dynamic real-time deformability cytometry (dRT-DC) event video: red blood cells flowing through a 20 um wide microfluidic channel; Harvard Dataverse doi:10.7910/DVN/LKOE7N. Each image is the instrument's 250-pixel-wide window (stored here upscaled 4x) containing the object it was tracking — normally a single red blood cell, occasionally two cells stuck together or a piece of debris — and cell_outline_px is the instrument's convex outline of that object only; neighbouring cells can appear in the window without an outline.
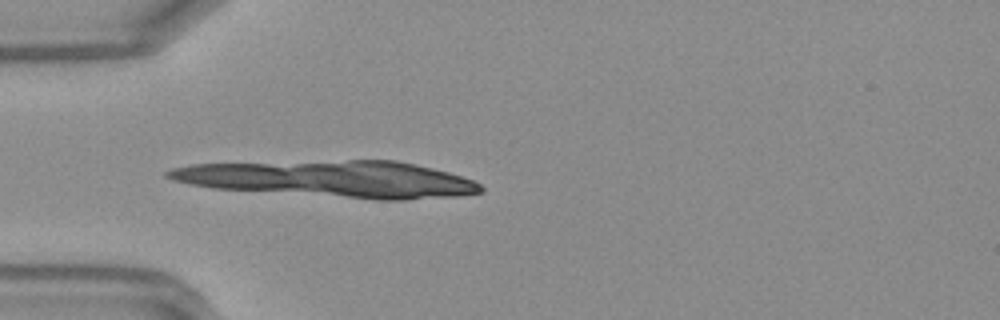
{"species": "Egyptian fruit bat (a non-hibernating species)", "species_latin": "Rousettus aegyptiacus", "temperature_condition": "warm", "stored_images_in_passage": 8, "camera_frame_rate_fps": 3000, "um_per_image_px": 0.085, "frame": {"image": 1, "passage_image": 1, "time_ms": 0.0, "image_size_px": [1000, 320], "cell_outline_px": [[480, 188], [472, 192], [412, 196], [368, 196], [344, 192], [328, 188], [324, 184], [424, 172], [436, 172], [452, 176], [464, 180]], "centroid_in_image_um": [34.51, 15.76], "position_along_channel_um": 50.5, "area_um2": 18.03}}